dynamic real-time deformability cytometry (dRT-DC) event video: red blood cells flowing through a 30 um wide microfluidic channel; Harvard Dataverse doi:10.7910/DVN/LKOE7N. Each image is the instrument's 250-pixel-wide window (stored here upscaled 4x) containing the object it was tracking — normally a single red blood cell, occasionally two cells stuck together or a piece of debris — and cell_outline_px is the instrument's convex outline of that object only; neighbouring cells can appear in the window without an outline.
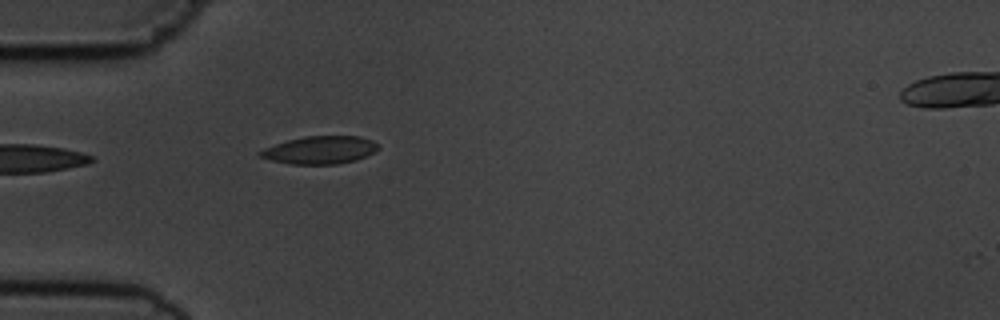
{"species": "common noctule bat (a hibernating species)", "species_latin": "Nyctalus noctula", "temperature_condition": "cold", "stored_images_in_passage": 6, "camera_frame_rate_fps": 3000, "um_per_image_px": 0.085, "animal": {"sex": "male", "body_mass_g": 19.5, "forearm_length_mm": 54.6}, "frame": {"image": 1, "passage_image": 5, "time_ms": 5.333, "image_size_px": [1000, 320], "cell_outline_px": [[380, 148], [376, 152], [356, 160], [336, 164], [292, 164], [272, 160], [256, 156], [256, 152], [264, 148], [288, 140], [304, 136], [360, 136], [372, 140], [380, 144]], "centroid_in_image_um": [27.22, 12.75], "position_along_channel_um": 57.8, "area_um2": 19.31}}